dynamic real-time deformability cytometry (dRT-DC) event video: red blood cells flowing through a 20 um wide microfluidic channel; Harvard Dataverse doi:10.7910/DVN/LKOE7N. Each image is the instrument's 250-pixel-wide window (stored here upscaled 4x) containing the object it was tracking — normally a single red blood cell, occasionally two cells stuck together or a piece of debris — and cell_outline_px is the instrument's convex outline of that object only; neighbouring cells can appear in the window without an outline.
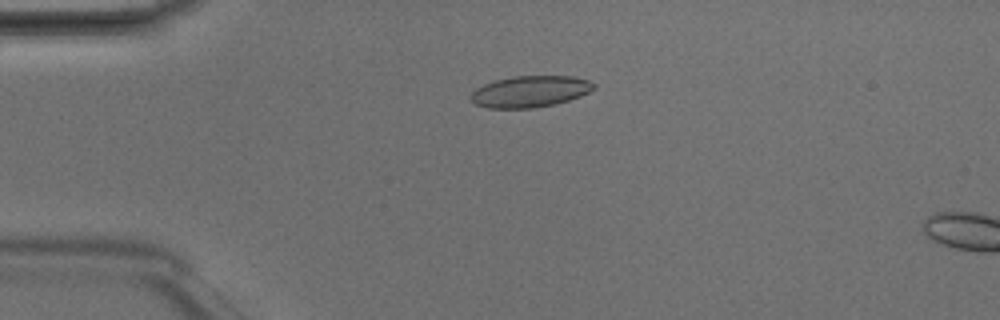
{"species": "Egyptian fruit bat (a non-hibernating species)", "species_latin": "Rousettus aegyptiacus", "temperature_condition": "room temperature", "stored_images_in_passage": 4, "camera_frame_rate_fps": 3000, "um_per_image_px": 0.085, "animal": {"sex": "male"}, "frame": {"image": 1, "passage_image": 1, "time_ms": 0.0, "image_size_px": [1000, 320], "cell_outline_px": [[596, 88], [580, 96], [568, 100], [552, 104], [532, 108], [488, 108], [476, 104], [472, 100], [472, 92], [476, 88], [484, 84], [496, 80], [516, 76], [572, 76], [588, 80], [596, 84]], "centroid_in_image_um": [45.08, 7.77], "position_along_channel_um": 39.9, "area_um2": 22.25}}